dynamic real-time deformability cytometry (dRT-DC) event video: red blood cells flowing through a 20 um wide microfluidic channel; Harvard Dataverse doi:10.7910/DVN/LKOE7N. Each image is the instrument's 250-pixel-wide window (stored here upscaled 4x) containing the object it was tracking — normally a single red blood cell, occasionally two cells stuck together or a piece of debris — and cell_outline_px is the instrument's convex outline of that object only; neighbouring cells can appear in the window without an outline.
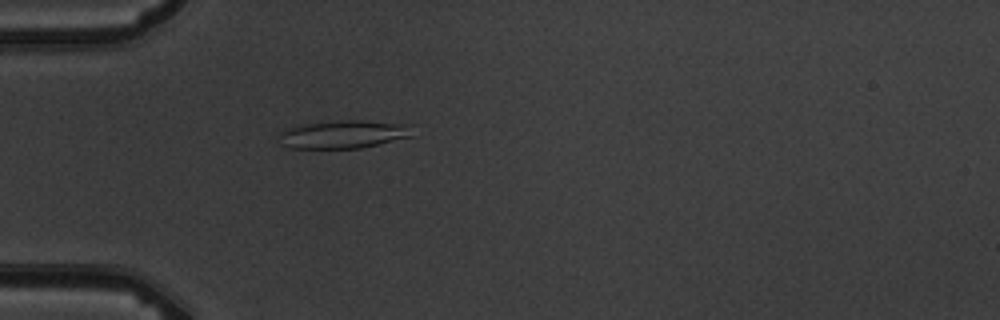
{"species": "common noctule bat (a hibernating species)", "species_latin": "Nyctalus noctula", "temperature_condition": "warm", "stored_images_in_passage": 4, "camera_frame_rate_fps": 3000, "um_per_image_px": 0.085, "animal": {"sex": "male", "body_mass_g": 19.5, "forearm_length_mm": 54.6}, "frame": {"image": 1, "passage_image": 4, "time_ms": 4.333, "image_size_px": [1000, 320], "cell_outline_px": [[416, 136], [360, 148], [292, 148], [284, 144], [280, 136], [280, 132], [288, 128], [300, 124], [336, 120], [360, 120], [416, 124]], "centroid_in_image_um": [29.38, 11.39], "position_along_channel_um": 55.6, "area_um2": 22.31}}